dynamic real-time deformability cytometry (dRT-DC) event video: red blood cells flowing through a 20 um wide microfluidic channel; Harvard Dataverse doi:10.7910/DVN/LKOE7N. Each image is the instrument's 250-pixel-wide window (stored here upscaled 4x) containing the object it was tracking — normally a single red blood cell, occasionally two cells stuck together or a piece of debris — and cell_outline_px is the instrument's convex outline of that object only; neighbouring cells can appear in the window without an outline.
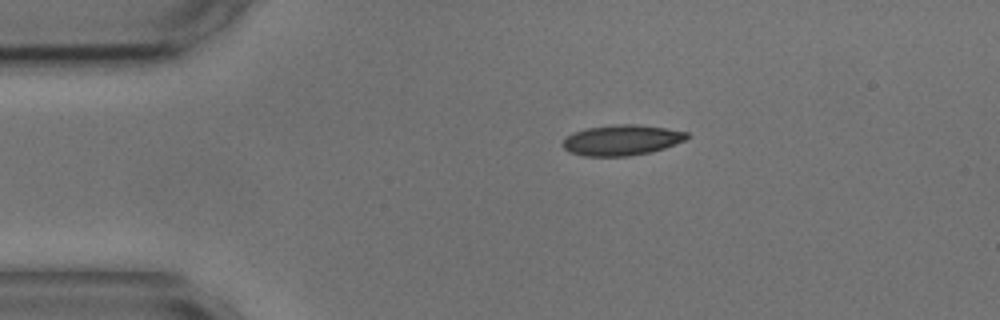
{"species": "common noctule bat (a hibernating species)", "species_latin": "Nyctalus noctula", "temperature_condition": "cold", "stored_images_in_passage": 46, "camera_frame_rate_fps": 3000, "um_per_image_px": 0.085, "animal": {"sex": "male", "body_mass_g": 17.9, "forearm_length_mm": 54.2}, "frame": {"image": 1, "passage_image": 1, "time_ms": 0.0, "image_size_px": [1000, 320], "cell_outline_px": [[688, 136], [684, 140], [664, 148], [652, 152], [628, 156], [584, 156], [568, 152], [564, 148], [564, 140], [568, 136], [584, 128], [616, 124], [636, 124], [664, 128], [688, 132]], "centroid_in_image_um": [52.84, 11.91], "position_along_channel_um": 32.2, "area_um2": 21.91}}
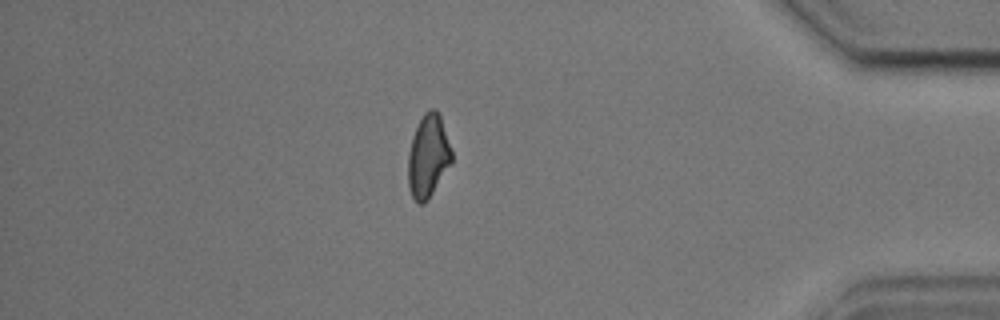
{"frame": {"image": 2, "passage_image": 38, "time_ms": 12.333, "image_size_px": [1000, 320], "cell_outline_px": [[452, 164], [428, 200], [424, 204], [416, 204], [408, 188], [408, 152], [412, 136], [424, 112], [432, 108], [436, 108], [440, 116], [452, 152]], "centroid_in_image_um": [36.38, 13.32], "position_along_channel_um": 398.8, "area_um2": 21.27}}
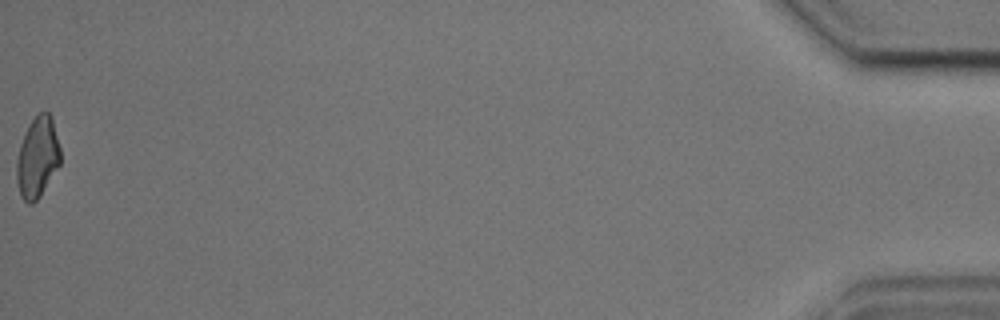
{"frame": {"image": 3, "passage_image": 46, "time_ms": 15.0, "image_size_px": [1000, 320], "cell_outline_px": [[60, 164], [40, 196], [32, 204], [28, 204], [20, 196], [16, 180], [16, 160], [20, 144], [24, 132], [32, 120], [40, 112], [48, 112], [52, 116], [60, 148]], "centroid_in_image_um": [3.17, 13.38], "position_along_channel_um": 432.0, "area_um2": 20.69}, "authors_computed_cell_mechanics": {"area_um2": 22.0796, "velocity_mm_per_s": 3.6002, "shape_relaxation_time_tau1_ms": 3.8268, "shape_relaxation_time_tau2_ms": 2.2663, "deformation_change_tau1": 0.1172, "deformation_change_tau2": 0.0841}}